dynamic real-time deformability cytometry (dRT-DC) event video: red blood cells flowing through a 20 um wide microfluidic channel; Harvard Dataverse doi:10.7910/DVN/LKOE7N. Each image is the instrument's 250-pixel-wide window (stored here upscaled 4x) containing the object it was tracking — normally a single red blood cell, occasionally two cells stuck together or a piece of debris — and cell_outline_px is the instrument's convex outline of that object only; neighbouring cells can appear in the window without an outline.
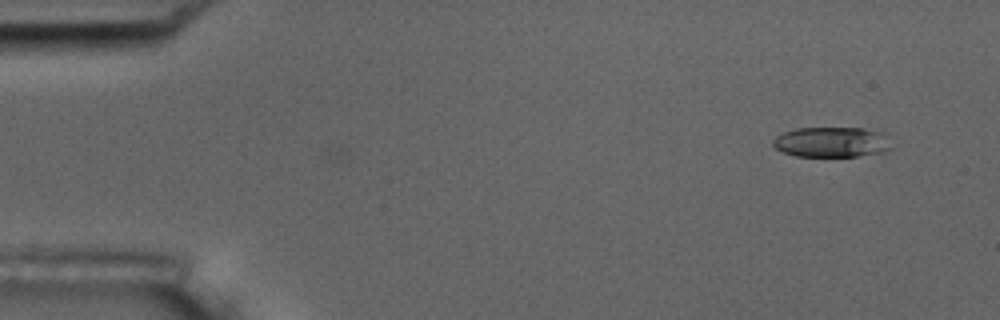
{"species": "common noctule bat (a hibernating species)", "species_latin": "Nyctalus noctula", "temperature_condition": "room temperature", "stored_images_in_passage": 5, "camera_frame_rate_fps": 3000, "um_per_image_px": 0.085, "animal": {"sex": "male", "body_mass_g": 17.5, "forearm_length_mm": 52.3}, "frame": {"image": 1, "passage_image": 1, "time_ms": 0.0, "image_size_px": [1000, 320], "cell_outline_px": [[892, 148], [884, 152], [860, 156], [796, 156], [784, 152], [776, 148], [772, 144], [772, 140], [776, 136], [784, 132], [796, 128], [864, 128], [880, 132]], "centroid_in_image_um": [70.65, 12.08], "position_along_channel_um": 14.3, "area_um2": 20.69}}